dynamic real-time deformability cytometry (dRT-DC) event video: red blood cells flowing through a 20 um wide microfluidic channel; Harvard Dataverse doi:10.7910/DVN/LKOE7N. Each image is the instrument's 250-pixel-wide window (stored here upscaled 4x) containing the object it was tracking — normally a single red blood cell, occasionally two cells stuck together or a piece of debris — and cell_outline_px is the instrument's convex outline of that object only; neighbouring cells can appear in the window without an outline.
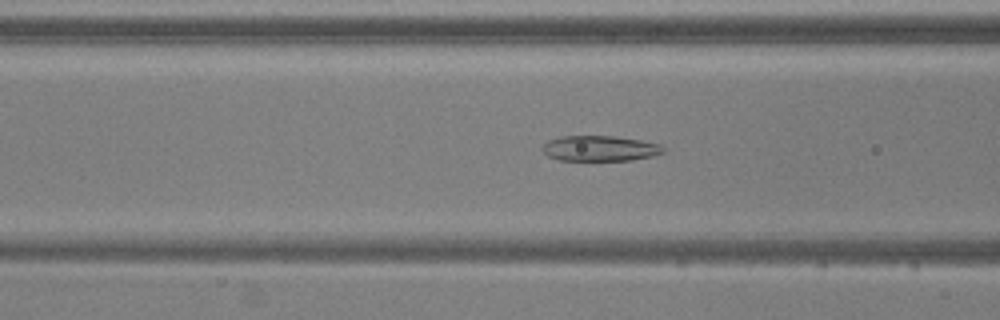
{"species": "common noctule bat (a hibernating species)", "species_latin": "Nyctalus noctula", "temperature_condition": "warm", "stored_images_in_passage": 54, "camera_frame_rate_fps": 3000, "um_per_image_px": 0.085, "animal": {"sex": "male", "body_mass_g": 20.5, "forearm_length_mm": 52.5}, "frame": {"image": 1, "passage_image": 21, "time_ms": 6.667, "image_size_px": [1000, 320], "cell_outline_px": [[664, 152], [652, 156], [632, 160], [560, 160], [548, 156], [540, 148], [548, 140], [560, 136], [616, 136], [640, 140], [660, 144], [664, 148]], "centroid_in_image_um": [50.98, 12.61], "position_along_channel_um": 115.6, "area_um2": 17.92}}
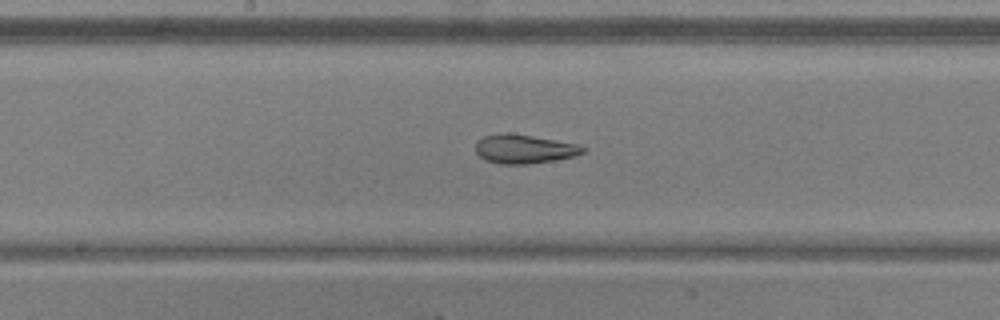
{"frame": {"image": 2, "passage_image": 28, "time_ms": 9.0, "image_size_px": [1000, 320], "cell_outline_px": [[588, 148], [584, 152], [576, 156], [528, 164], [500, 164], [484, 160], [476, 152], [476, 140], [484, 136], [532, 136], [576, 144]], "centroid_in_image_um": [44.59, 12.71], "position_along_channel_um": 203.6, "area_um2": 17.34}}
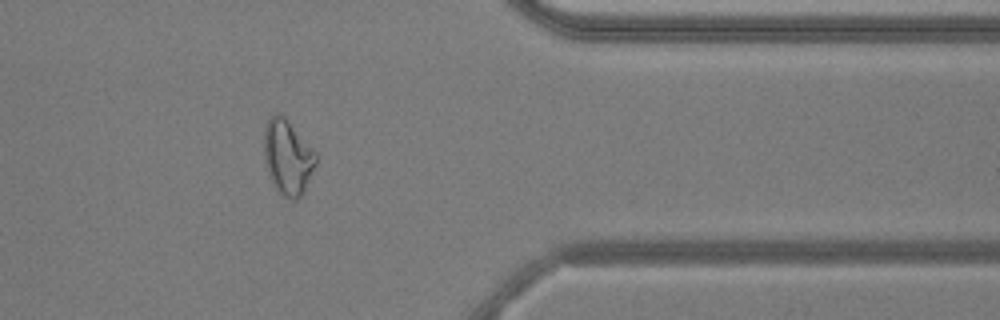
{"frame": {"image": 3, "passage_image": 44, "time_ms": 14.333, "image_size_px": [1000, 320], "cell_outline_px": [[316, 164], [300, 196], [296, 200], [292, 200], [284, 196], [276, 188], [272, 180], [264, 156], [264, 124], [276, 112], [280, 112], [288, 120], [316, 152]], "centroid_in_image_um": [24.45, 13.3], "position_along_channel_um": 387.0, "area_um2": 22.2}, "authors_computed_cell_mechanics": {"area_um2": 22.1663, "velocity_mm_per_s": 3.7493, "shape_relaxation_time_tau1_ms": null, "shape_relaxation_time_tau2_ms": 2.4192, "deformation_change_tau1": null, "deformation_change_tau2": 0.1024}}